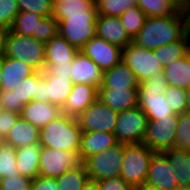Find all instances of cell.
Listing matches in <instances>:
<instances>
[{
    "label": "cell",
    "instance_id": "obj_1",
    "mask_svg": "<svg viewBox=\"0 0 190 190\" xmlns=\"http://www.w3.org/2000/svg\"><path fill=\"white\" fill-rule=\"evenodd\" d=\"M184 37L180 12L165 17H146L144 26L134 37L133 43L154 50Z\"/></svg>",
    "mask_w": 190,
    "mask_h": 190
},
{
    "label": "cell",
    "instance_id": "obj_2",
    "mask_svg": "<svg viewBox=\"0 0 190 190\" xmlns=\"http://www.w3.org/2000/svg\"><path fill=\"white\" fill-rule=\"evenodd\" d=\"M81 134L77 118L62 114L40 129L39 145L79 153Z\"/></svg>",
    "mask_w": 190,
    "mask_h": 190
},
{
    "label": "cell",
    "instance_id": "obj_3",
    "mask_svg": "<svg viewBox=\"0 0 190 190\" xmlns=\"http://www.w3.org/2000/svg\"><path fill=\"white\" fill-rule=\"evenodd\" d=\"M167 87L168 81L163 73L138 84V107L144 111L148 120L179 115L173 112L165 100L164 92Z\"/></svg>",
    "mask_w": 190,
    "mask_h": 190
},
{
    "label": "cell",
    "instance_id": "obj_4",
    "mask_svg": "<svg viewBox=\"0 0 190 190\" xmlns=\"http://www.w3.org/2000/svg\"><path fill=\"white\" fill-rule=\"evenodd\" d=\"M3 56L26 62L37 71L45 69V43L10 29L5 30Z\"/></svg>",
    "mask_w": 190,
    "mask_h": 190
},
{
    "label": "cell",
    "instance_id": "obj_5",
    "mask_svg": "<svg viewBox=\"0 0 190 190\" xmlns=\"http://www.w3.org/2000/svg\"><path fill=\"white\" fill-rule=\"evenodd\" d=\"M154 153L144 143L125 144L120 177L131 187L145 183Z\"/></svg>",
    "mask_w": 190,
    "mask_h": 190
},
{
    "label": "cell",
    "instance_id": "obj_6",
    "mask_svg": "<svg viewBox=\"0 0 190 190\" xmlns=\"http://www.w3.org/2000/svg\"><path fill=\"white\" fill-rule=\"evenodd\" d=\"M97 10L66 14L58 23L59 33L76 49L80 50L96 35Z\"/></svg>",
    "mask_w": 190,
    "mask_h": 190
},
{
    "label": "cell",
    "instance_id": "obj_7",
    "mask_svg": "<svg viewBox=\"0 0 190 190\" xmlns=\"http://www.w3.org/2000/svg\"><path fill=\"white\" fill-rule=\"evenodd\" d=\"M125 143H117L104 152L89 156L83 163L89 180L99 181L119 177L123 163Z\"/></svg>",
    "mask_w": 190,
    "mask_h": 190
},
{
    "label": "cell",
    "instance_id": "obj_8",
    "mask_svg": "<svg viewBox=\"0 0 190 190\" xmlns=\"http://www.w3.org/2000/svg\"><path fill=\"white\" fill-rule=\"evenodd\" d=\"M121 61L135 74L139 83L163 73L164 67L153 50L139 47L133 42L122 48Z\"/></svg>",
    "mask_w": 190,
    "mask_h": 190
},
{
    "label": "cell",
    "instance_id": "obj_9",
    "mask_svg": "<svg viewBox=\"0 0 190 190\" xmlns=\"http://www.w3.org/2000/svg\"><path fill=\"white\" fill-rule=\"evenodd\" d=\"M148 126V117L140 107L118 112L114 135L119 143H143Z\"/></svg>",
    "mask_w": 190,
    "mask_h": 190
},
{
    "label": "cell",
    "instance_id": "obj_10",
    "mask_svg": "<svg viewBox=\"0 0 190 190\" xmlns=\"http://www.w3.org/2000/svg\"><path fill=\"white\" fill-rule=\"evenodd\" d=\"M79 153L41 147L39 160V175L46 177H59L71 168L82 164Z\"/></svg>",
    "mask_w": 190,
    "mask_h": 190
},
{
    "label": "cell",
    "instance_id": "obj_11",
    "mask_svg": "<svg viewBox=\"0 0 190 190\" xmlns=\"http://www.w3.org/2000/svg\"><path fill=\"white\" fill-rule=\"evenodd\" d=\"M179 115L159 120H148L144 144L153 152H164L174 147Z\"/></svg>",
    "mask_w": 190,
    "mask_h": 190
},
{
    "label": "cell",
    "instance_id": "obj_12",
    "mask_svg": "<svg viewBox=\"0 0 190 190\" xmlns=\"http://www.w3.org/2000/svg\"><path fill=\"white\" fill-rule=\"evenodd\" d=\"M118 112L99 99L94 101L78 117L82 132L97 131L114 133Z\"/></svg>",
    "mask_w": 190,
    "mask_h": 190
},
{
    "label": "cell",
    "instance_id": "obj_13",
    "mask_svg": "<svg viewBox=\"0 0 190 190\" xmlns=\"http://www.w3.org/2000/svg\"><path fill=\"white\" fill-rule=\"evenodd\" d=\"M79 51L88 56L103 72L121 62L122 48L95 35Z\"/></svg>",
    "mask_w": 190,
    "mask_h": 190
},
{
    "label": "cell",
    "instance_id": "obj_14",
    "mask_svg": "<svg viewBox=\"0 0 190 190\" xmlns=\"http://www.w3.org/2000/svg\"><path fill=\"white\" fill-rule=\"evenodd\" d=\"M146 183L161 190H177L175 170L161 152H155L151 158Z\"/></svg>",
    "mask_w": 190,
    "mask_h": 190
},
{
    "label": "cell",
    "instance_id": "obj_15",
    "mask_svg": "<svg viewBox=\"0 0 190 190\" xmlns=\"http://www.w3.org/2000/svg\"><path fill=\"white\" fill-rule=\"evenodd\" d=\"M70 78L73 84H88L99 88L103 71L88 56L78 51L72 60Z\"/></svg>",
    "mask_w": 190,
    "mask_h": 190
},
{
    "label": "cell",
    "instance_id": "obj_16",
    "mask_svg": "<svg viewBox=\"0 0 190 190\" xmlns=\"http://www.w3.org/2000/svg\"><path fill=\"white\" fill-rule=\"evenodd\" d=\"M37 70L21 60L3 56L0 91H12Z\"/></svg>",
    "mask_w": 190,
    "mask_h": 190
},
{
    "label": "cell",
    "instance_id": "obj_17",
    "mask_svg": "<svg viewBox=\"0 0 190 190\" xmlns=\"http://www.w3.org/2000/svg\"><path fill=\"white\" fill-rule=\"evenodd\" d=\"M97 99V87L88 84H73L71 93L62 107V114L77 118Z\"/></svg>",
    "mask_w": 190,
    "mask_h": 190
},
{
    "label": "cell",
    "instance_id": "obj_18",
    "mask_svg": "<svg viewBox=\"0 0 190 190\" xmlns=\"http://www.w3.org/2000/svg\"><path fill=\"white\" fill-rule=\"evenodd\" d=\"M96 28L97 36L121 48L133 41L125 31L118 16L98 15Z\"/></svg>",
    "mask_w": 190,
    "mask_h": 190
},
{
    "label": "cell",
    "instance_id": "obj_19",
    "mask_svg": "<svg viewBox=\"0 0 190 190\" xmlns=\"http://www.w3.org/2000/svg\"><path fill=\"white\" fill-rule=\"evenodd\" d=\"M62 115V108L50 102L30 101L24 105L20 116L39 130Z\"/></svg>",
    "mask_w": 190,
    "mask_h": 190
},
{
    "label": "cell",
    "instance_id": "obj_20",
    "mask_svg": "<svg viewBox=\"0 0 190 190\" xmlns=\"http://www.w3.org/2000/svg\"><path fill=\"white\" fill-rule=\"evenodd\" d=\"M98 99L119 112L138 106V89L98 88Z\"/></svg>",
    "mask_w": 190,
    "mask_h": 190
},
{
    "label": "cell",
    "instance_id": "obj_21",
    "mask_svg": "<svg viewBox=\"0 0 190 190\" xmlns=\"http://www.w3.org/2000/svg\"><path fill=\"white\" fill-rule=\"evenodd\" d=\"M117 143L114 133L97 131L82 132L79 150L80 158L84 162L89 156L104 152Z\"/></svg>",
    "mask_w": 190,
    "mask_h": 190
},
{
    "label": "cell",
    "instance_id": "obj_22",
    "mask_svg": "<svg viewBox=\"0 0 190 190\" xmlns=\"http://www.w3.org/2000/svg\"><path fill=\"white\" fill-rule=\"evenodd\" d=\"M78 51L58 32L45 43V64H72Z\"/></svg>",
    "mask_w": 190,
    "mask_h": 190
},
{
    "label": "cell",
    "instance_id": "obj_23",
    "mask_svg": "<svg viewBox=\"0 0 190 190\" xmlns=\"http://www.w3.org/2000/svg\"><path fill=\"white\" fill-rule=\"evenodd\" d=\"M40 130L21 116L4 139V143L14 148L39 144Z\"/></svg>",
    "mask_w": 190,
    "mask_h": 190
},
{
    "label": "cell",
    "instance_id": "obj_24",
    "mask_svg": "<svg viewBox=\"0 0 190 190\" xmlns=\"http://www.w3.org/2000/svg\"><path fill=\"white\" fill-rule=\"evenodd\" d=\"M138 84L135 74L121 61L103 72L102 85L99 88L138 89Z\"/></svg>",
    "mask_w": 190,
    "mask_h": 190
},
{
    "label": "cell",
    "instance_id": "obj_25",
    "mask_svg": "<svg viewBox=\"0 0 190 190\" xmlns=\"http://www.w3.org/2000/svg\"><path fill=\"white\" fill-rule=\"evenodd\" d=\"M41 146L32 144L16 148V167L19 174L30 179L39 176V160Z\"/></svg>",
    "mask_w": 190,
    "mask_h": 190
},
{
    "label": "cell",
    "instance_id": "obj_26",
    "mask_svg": "<svg viewBox=\"0 0 190 190\" xmlns=\"http://www.w3.org/2000/svg\"><path fill=\"white\" fill-rule=\"evenodd\" d=\"M43 77L46 79L47 102L62 108L72 90L73 82L70 76L43 73Z\"/></svg>",
    "mask_w": 190,
    "mask_h": 190
},
{
    "label": "cell",
    "instance_id": "obj_27",
    "mask_svg": "<svg viewBox=\"0 0 190 190\" xmlns=\"http://www.w3.org/2000/svg\"><path fill=\"white\" fill-rule=\"evenodd\" d=\"M161 153L175 170L178 187H190V152L173 147Z\"/></svg>",
    "mask_w": 190,
    "mask_h": 190
},
{
    "label": "cell",
    "instance_id": "obj_28",
    "mask_svg": "<svg viewBox=\"0 0 190 190\" xmlns=\"http://www.w3.org/2000/svg\"><path fill=\"white\" fill-rule=\"evenodd\" d=\"M168 85L186 89L190 86V60L188 56L176 59L163 68Z\"/></svg>",
    "mask_w": 190,
    "mask_h": 190
},
{
    "label": "cell",
    "instance_id": "obj_29",
    "mask_svg": "<svg viewBox=\"0 0 190 190\" xmlns=\"http://www.w3.org/2000/svg\"><path fill=\"white\" fill-rule=\"evenodd\" d=\"M189 42L183 37L175 42L154 49V55L163 67L171 64L176 59L187 56Z\"/></svg>",
    "mask_w": 190,
    "mask_h": 190
},
{
    "label": "cell",
    "instance_id": "obj_30",
    "mask_svg": "<svg viewBox=\"0 0 190 190\" xmlns=\"http://www.w3.org/2000/svg\"><path fill=\"white\" fill-rule=\"evenodd\" d=\"M56 179L58 190H81L89 181V176L84 163H82L76 168L67 170Z\"/></svg>",
    "mask_w": 190,
    "mask_h": 190
},
{
    "label": "cell",
    "instance_id": "obj_31",
    "mask_svg": "<svg viewBox=\"0 0 190 190\" xmlns=\"http://www.w3.org/2000/svg\"><path fill=\"white\" fill-rule=\"evenodd\" d=\"M87 10H97L95 0H70L54 3L52 16L59 23L66 19V14H75Z\"/></svg>",
    "mask_w": 190,
    "mask_h": 190
},
{
    "label": "cell",
    "instance_id": "obj_32",
    "mask_svg": "<svg viewBox=\"0 0 190 190\" xmlns=\"http://www.w3.org/2000/svg\"><path fill=\"white\" fill-rule=\"evenodd\" d=\"M43 16L33 12H19L10 28L12 32L34 37L37 40L38 23Z\"/></svg>",
    "mask_w": 190,
    "mask_h": 190
},
{
    "label": "cell",
    "instance_id": "obj_33",
    "mask_svg": "<svg viewBox=\"0 0 190 190\" xmlns=\"http://www.w3.org/2000/svg\"><path fill=\"white\" fill-rule=\"evenodd\" d=\"M137 6L146 17H165L179 12L166 0H137Z\"/></svg>",
    "mask_w": 190,
    "mask_h": 190
},
{
    "label": "cell",
    "instance_id": "obj_34",
    "mask_svg": "<svg viewBox=\"0 0 190 190\" xmlns=\"http://www.w3.org/2000/svg\"><path fill=\"white\" fill-rule=\"evenodd\" d=\"M119 18L127 34L134 39L144 26L146 15L138 6H136L127 9L121 16H119Z\"/></svg>",
    "mask_w": 190,
    "mask_h": 190
},
{
    "label": "cell",
    "instance_id": "obj_35",
    "mask_svg": "<svg viewBox=\"0 0 190 190\" xmlns=\"http://www.w3.org/2000/svg\"><path fill=\"white\" fill-rule=\"evenodd\" d=\"M98 15L121 16L127 9L137 6V0H95Z\"/></svg>",
    "mask_w": 190,
    "mask_h": 190
},
{
    "label": "cell",
    "instance_id": "obj_36",
    "mask_svg": "<svg viewBox=\"0 0 190 190\" xmlns=\"http://www.w3.org/2000/svg\"><path fill=\"white\" fill-rule=\"evenodd\" d=\"M16 148L5 143L0 145V179L20 175L16 167Z\"/></svg>",
    "mask_w": 190,
    "mask_h": 190
},
{
    "label": "cell",
    "instance_id": "obj_37",
    "mask_svg": "<svg viewBox=\"0 0 190 190\" xmlns=\"http://www.w3.org/2000/svg\"><path fill=\"white\" fill-rule=\"evenodd\" d=\"M43 77L42 71H37L30 77L26 78L13 91H17L18 104L26 105L32 101L33 97L36 96V90L38 86V81Z\"/></svg>",
    "mask_w": 190,
    "mask_h": 190
},
{
    "label": "cell",
    "instance_id": "obj_38",
    "mask_svg": "<svg viewBox=\"0 0 190 190\" xmlns=\"http://www.w3.org/2000/svg\"><path fill=\"white\" fill-rule=\"evenodd\" d=\"M174 148L190 152V113L179 114Z\"/></svg>",
    "mask_w": 190,
    "mask_h": 190
},
{
    "label": "cell",
    "instance_id": "obj_39",
    "mask_svg": "<svg viewBox=\"0 0 190 190\" xmlns=\"http://www.w3.org/2000/svg\"><path fill=\"white\" fill-rule=\"evenodd\" d=\"M164 97L169 107L176 114H182L186 112V90L180 87H174L168 85L164 92Z\"/></svg>",
    "mask_w": 190,
    "mask_h": 190
},
{
    "label": "cell",
    "instance_id": "obj_40",
    "mask_svg": "<svg viewBox=\"0 0 190 190\" xmlns=\"http://www.w3.org/2000/svg\"><path fill=\"white\" fill-rule=\"evenodd\" d=\"M20 12H33L43 17L53 14V0H16Z\"/></svg>",
    "mask_w": 190,
    "mask_h": 190
},
{
    "label": "cell",
    "instance_id": "obj_41",
    "mask_svg": "<svg viewBox=\"0 0 190 190\" xmlns=\"http://www.w3.org/2000/svg\"><path fill=\"white\" fill-rule=\"evenodd\" d=\"M19 12L16 0H0V29L9 30Z\"/></svg>",
    "mask_w": 190,
    "mask_h": 190
},
{
    "label": "cell",
    "instance_id": "obj_42",
    "mask_svg": "<svg viewBox=\"0 0 190 190\" xmlns=\"http://www.w3.org/2000/svg\"><path fill=\"white\" fill-rule=\"evenodd\" d=\"M58 32V22L55 20V18L52 15L43 17L38 23L37 40L46 43L51 40Z\"/></svg>",
    "mask_w": 190,
    "mask_h": 190
},
{
    "label": "cell",
    "instance_id": "obj_43",
    "mask_svg": "<svg viewBox=\"0 0 190 190\" xmlns=\"http://www.w3.org/2000/svg\"><path fill=\"white\" fill-rule=\"evenodd\" d=\"M32 179L22 175H12L0 179V190H30Z\"/></svg>",
    "mask_w": 190,
    "mask_h": 190
},
{
    "label": "cell",
    "instance_id": "obj_44",
    "mask_svg": "<svg viewBox=\"0 0 190 190\" xmlns=\"http://www.w3.org/2000/svg\"><path fill=\"white\" fill-rule=\"evenodd\" d=\"M23 104H18L17 91H0V109L21 114Z\"/></svg>",
    "mask_w": 190,
    "mask_h": 190
},
{
    "label": "cell",
    "instance_id": "obj_45",
    "mask_svg": "<svg viewBox=\"0 0 190 190\" xmlns=\"http://www.w3.org/2000/svg\"><path fill=\"white\" fill-rule=\"evenodd\" d=\"M19 117L20 114L0 109V136L3 140L6 138Z\"/></svg>",
    "mask_w": 190,
    "mask_h": 190
},
{
    "label": "cell",
    "instance_id": "obj_46",
    "mask_svg": "<svg viewBox=\"0 0 190 190\" xmlns=\"http://www.w3.org/2000/svg\"><path fill=\"white\" fill-rule=\"evenodd\" d=\"M99 190H130L131 186L120 176L96 181Z\"/></svg>",
    "mask_w": 190,
    "mask_h": 190
},
{
    "label": "cell",
    "instance_id": "obj_47",
    "mask_svg": "<svg viewBox=\"0 0 190 190\" xmlns=\"http://www.w3.org/2000/svg\"><path fill=\"white\" fill-rule=\"evenodd\" d=\"M57 179L54 177L37 176L32 179L30 190H58Z\"/></svg>",
    "mask_w": 190,
    "mask_h": 190
},
{
    "label": "cell",
    "instance_id": "obj_48",
    "mask_svg": "<svg viewBox=\"0 0 190 190\" xmlns=\"http://www.w3.org/2000/svg\"><path fill=\"white\" fill-rule=\"evenodd\" d=\"M72 64H45V69L42 71L45 75H62L70 76Z\"/></svg>",
    "mask_w": 190,
    "mask_h": 190
},
{
    "label": "cell",
    "instance_id": "obj_49",
    "mask_svg": "<svg viewBox=\"0 0 190 190\" xmlns=\"http://www.w3.org/2000/svg\"><path fill=\"white\" fill-rule=\"evenodd\" d=\"M32 100L36 102H47L46 79L44 77L38 81L36 96Z\"/></svg>",
    "mask_w": 190,
    "mask_h": 190
},
{
    "label": "cell",
    "instance_id": "obj_50",
    "mask_svg": "<svg viewBox=\"0 0 190 190\" xmlns=\"http://www.w3.org/2000/svg\"><path fill=\"white\" fill-rule=\"evenodd\" d=\"M180 14L183 19L184 37L190 43V5L180 11Z\"/></svg>",
    "mask_w": 190,
    "mask_h": 190
},
{
    "label": "cell",
    "instance_id": "obj_51",
    "mask_svg": "<svg viewBox=\"0 0 190 190\" xmlns=\"http://www.w3.org/2000/svg\"><path fill=\"white\" fill-rule=\"evenodd\" d=\"M81 190H99V187L96 181L89 180Z\"/></svg>",
    "mask_w": 190,
    "mask_h": 190
},
{
    "label": "cell",
    "instance_id": "obj_52",
    "mask_svg": "<svg viewBox=\"0 0 190 190\" xmlns=\"http://www.w3.org/2000/svg\"><path fill=\"white\" fill-rule=\"evenodd\" d=\"M172 4L179 12L184 9V0H166Z\"/></svg>",
    "mask_w": 190,
    "mask_h": 190
},
{
    "label": "cell",
    "instance_id": "obj_53",
    "mask_svg": "<svg viewBox=\"0 0 190 190\" xmlns=\"http://www.w3.org/2000/svg\"><path fill=\"white\" fill-rule=\"evenodd\" d=\"M185 90H186V97H187L186 112L190 113V86H188Z\"/></svg>",
    "mask_w": 190,
    "mask_h": 190
},
{
    "label": "cell",
    "instance_id": "obj_54",
    "mask_svg": "<svg viewBox=\"0 0 190 190\" xmlns=\"http://www.w3.org/2000/svg\"><path fill=\"white\" fill-rule=\"evenodd\" d=\"M4 35H5V30L0 29V56L3 55V41H4Z\"/></svg>",
    "mask_w": 190,
    "mask_h": 190
},
{
    "label": "cell",
    "instance_id": "obj_55",
    "mask_svg": "<svg viewBox=\"0 0 190 190\" xmlns=\"http://www.w3.org/2000/svg\"><path fill=\"white\" fill-rule=\"evenodd\" d=\"M130 190H150V184L145 182L137 187H131Z\"/></svg>",
    "mask_w": 190,
    "mask_h": 190
},
{
    "label": "cell",
    "instance_id": "obj_56",
    "mask_svg": "<svg viewBox=\"0 0 190 190\" xmlns=\"http://www.w3.org/2000/svg\"><path fill=\"white\" fill-rule=\"evenodd\" d=\"M2 63H3V55L0 56V85H1V77H2Z\"/></svg>",
    "mask_w": 190,
    "mask_h": 190
},
{
    "label": "cell",
    "instance_id": "obj_57",
    "mask_svg": "<svg viewBox=\"0 0 190 190\" xmlns=\"http://www.w3.org/2000/svg\"><path fill=\"white\" fill-rule=\"evenodd\" d=\"M190 5V0H184V9Z\"/></svg>",
    "mask_w": 190,
    "mask_h": 190
},
{
    "label": "cell",
    "instance_id": "obj_58",
    "mask_svg": "<svg viewBox=\"0 0 190 190\" xmlns=\"http://www.w3.org/2000/svg\"><path fill=\"white\" fill-rule=\"evenodd\" d=\"M150 190H161L158 187L150 184Z\"/></svg>",
    "mask_w": 190,
    "mask_h": 190
},
{
    "label": "cell",
    "instance_id": "obj_59",
    "mask_svg": "<svg viewBox=\"0 0 190 190\" xmlns=\"http://www.w3.org/2000/svg\"><path fill=\"white\" fill-rule=\"evenodd\" d=\"M177 190H190V187H178Z\"/></svg>",
    "mask_w": 190,
    "mask_h": 190
},
{
    "label": "cell",
    "instance_id": "obj_60",
    "mask_svg": "<svg viewBox=\"0 0 190 190\" xmlns=\"http://www.w3.org/2000/svg\"><path fill=\"white\" fill-rule=\"evenodd\" d=\"M187 56L189 57V60H190V43H189L188 50H187Z\"/></svg>",
    "mask_w": 190,
    "mask_h": 190
},
{
    "label": "cell",
    "instance_id": "obj_61",
    "mask_svg": "<svg viewBox=\"0 0 190 190\" xmlns=\"http://www.w3.org/2000/svg\"><path fill=\"white\" fill-rule=\"evenodd\" d=\"M63 1H70V0H53V3H56V2H63Z\"/></svg>",
    "mask_w": 190,
    "mask_h": 190
},
{
    "label": "cell",
    "instance_id": "obj_62",
    "mask_svg": "<svg viewBox=\"0 0 190 190\" xmlns=\"http://www.w3.org/2000/svg\"><path fill=\"white\" fill-rule=\"evenodd\" d=\"M4 143V140L2 139V137L0 136V145Z\"/></svg>",
    "mask_w": 190,
    "mask_h": 190
}]
</instances>
